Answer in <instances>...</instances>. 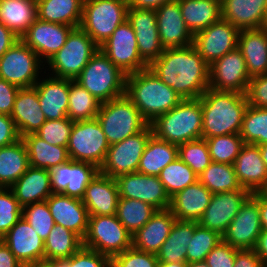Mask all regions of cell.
Here are the masks:
<instances>
[{"label":"cell","mask_w":267,"mask_h":267,"mask_svg":"<svg viewBox=\"0 0 267 267\" xmlns=\"http://www.w3.org/2000/svg\"><path fill=\"white\" fill-rule=\"evenodd\" d=\"M75 81L101 103L125 95L126 74L100 49L91 57Z\"/></svg>","instance_id":"5"},{"label":"cell","mask_w":267,"mask_h":267,"mask_svg":"<svg viewBox=\"0 0 267 267\" xmlns=\"http://www.w3.org/2000/svg\"><path fill=\"white\" fill-rule=\"evenodd\" d=\"M213 1H216V2H223V0H213Z\"/></svg>","instance_id":"72"},{"label":"cell","mask_w":267,"mask_h":267,"mask_svg":"<svg viewBox=\"0 0 267 267\" xmlns=\"http://www.w3.org/2000/svg\"><path fill=\"white\" fill-rule=\"evenodd\" d=\"M99 49L126 75L148 68L139 55L135 32L127 20L115 29Z\"/></svg>","instance_id":"13"},{"label":"cell","mask_w":267,"mask_h":267,"mask_svg":"<svg viewBox=\"0 0 267 267\" xmlns=\"http://www.w3.org/2000/svg\"><path fill=\"white\" fill-rule=\"evenodd\" d=\"M198 180L205 185L211 193H223L241 189L234 165L211 162V164L198 175Z\"/></svg>","instance_id":"44"},{"label":"cell","mask_w":267,"mask_h":267,"mask_svg":"<svg viewBox=\"0 0 267 267\" xmlns=\"http://www.w3.org/2000/svg\"><path fill=\"white\" fill-rule=\"evenodd\" d=\"M250 79L245 59L238 48L210 65L209 88L245 94Z\"/></svg>","instance_id":"17"},{"label":"cell","mask_w":267,"mask_h":267,"mask_svg":"<svg viewBox=\"0 0 267 267\" xmlns=\"http://www.w3.org/2000/svg\"><path fill=\"white\" fill-rule=\"evenodd\" d=\"M84 0H39L37 18L51 23L79 27Z\"/></svg>","instance_id":"39"},{"label":"cell","mask_w":267,"mask_h":267,"mask_svg":"<svg viewBox=\"0 0 267 267\" xmlns=\"http://www.w3.org/2000/svg\"><path fill=\"white\" fill-rule=\"evenodd\" d=\"M20 138L13 119L8 115L0 114V147L10 145Z\"/></svg>","instance_id":"58"},{"label":"cell","mask_w":267,"mask_h":267,"mask_svg":"<svg viewBox=\"0 0 267 267\" xmlns=\"http://www.w3.org/2000/svg\"><path fill=\"white\" fill-rule=\"evenodd\" d=\"M23 207L10 188H0V239L22 217Z\"/></svg>","instance_id":"51"},{"label":"cell","mask_w":267,"mask_h":267,"mask_svg":"<svg viewBox=\"0 0 267 267\" xmlns=\"http://www.w3.org/2000/svg\"><path fill=\"white\" fill-rule=\"evenodd\" d=\"M262 230L259 194L255 192L241 206L222 240L238 250L254 249Z\"/></svg>","instance_id":"14"},{"label":"cell","mask_w":267,"mask_h":267,"mask_svg":"<svg viewBox=\"0 0 267 267\" xmlns=\"http://www.w3.org/2000/svg\"><path fill=\"white\" fill-rule=\"evenodd\" d=\"M152 134L149 124L141 132L110 145L100 173L115 179L124 174L137 172L140 158Z\"/></svg>","instance_id":"12"},{"label":"cell","mask_w":267,"mask_h":267,"mask_svg":"<svg viewBox=\"0 0 267 267\" xmlns=\"http://www.w3.org/2000/svg\"><path fill=\"white\" fill-rule=\"evenodd\" d=\"M187 28L194 35L222 19V2L213 0H178Z\"/></svg>","instance_id":"35"},{"label":"cell","mask_w":267,"mask_h":267,"mask_svg":"<svg viewBox=\"0 0 267 267\" xmlns=\"http://www.w3.org/2000/svg\"><path fill=\"white\" fill-rule=\"evenodd\" d=\"M1 240L24 267L44 260V240L23 216Z\"/></svg>","instance_id":"22"},{"label":"cell","mask_w":267,"mask_h":267,"mask_svg":"<svg viewBox=\"0 0 267 267\" xmlns=\"http://www.w3.org/2000/svg\"><path fill=\"white\" fill-rule=\"evenodd\" d=\"M251 195L252 193L245 188L213 194L198 223L222 236L241 206Z\"/></svg>","instance_id":"19"},{"label":"cell","mask_w":267,"mask_h":267,"mask_svg":"<svg viewBox=\"0 0 267 267\" xmlns=\"http://www.w3.org/2000/svg\"><path fill=\"white\" fill-rule=\"evenodd\" d=\"M178 157L197 175L212 162L206 140L202 138L178 145Z\"/></svg>","instance_id":"49"},{"label":"cell","mask_w":267,"mask_h":267,"mask_svg":"<svg viewBox=\"0 0 267 267\" xmlns=\"http://www.w3.org/2000/svg\"><path fill=\"white\" fill-rule=\"evenodd\" d=\"M155 11L160 44L164 49L193 45L194 35L186 26L178 0L166 3Z\"/></svg>","instance_id":"23"},{"label":"cell","mask_w":267,"mask_h":267,"mask_svg":"<svg viewBox=\"0 0 267 267\" xmlns=\"http://www.w3.org/2000/svg\"><path fill=\"white\" fill-rule=\"evenodd\" d=\"M126 0H84L80 27L102 45L127 20Z\"/></svg>","instance_id":"7"},{"label":"cell","mask_w":267,"mask_h":267,"mask_svg":"<svg viewBox=\"0 0 267 267\" xmlns=\"http://www.w3.org/2000/svg\"><path fill=\"white\" fill-rule=\"evenodd\" d=\"M238 249L221 240L206 256L209 267H233Z\"/></svg>","instance_id":"55"},{"label":"cell","mask_w":267,"mask_h":267,"mask_svg":"<svg viewBox=\"0 0 267 267\" xmlns=\"http://www.w3.org/2000/svg\"><path fill=\"white\" fill-rule=\"evenodd\" d=\"M239 31L234 25L221 19L194 34L193 46L210 66L237 48Z\"/></svg>","instance_id":"15"},{"label":"cell","mask_w":267,"mask_h":267,"mask_svg":"<svg viewBox=\"0 0 267 267\" xmlns=\"http://www.w3.org/2000/svg\"><path fill=\"white\" fill-rule=\"evenodd\" d=\"M50 180L49 170L29 166L10 189L19 204L24 207L28 204L46 201L53 193Z\"/></svg>","instance_id":"32"},{"label":"cell","mask_w":267,"mask_h":267,"mask_svg":"<svg viewBox=\"0 0 267 267\" xmlns=\"http://www.w3.org/2000/svg\"><path fill=\"white\" fill-rule=\"evenodd\" d=\"M10 117L21 138L35 134L40 129L46 118L41 111L38 93L34 87L19 89Z\"/></svg>","instance_id":"28"},{"label":"cell","mask_w":267,"mask_h":267,"mask_svg":"<svg viewBox=\"0 0 267 267\" xmlns=\"http://www.w3.org/2000/svg\"><path fill=\"white\" fill-rule=\"evenodd\" d=\"M258 146L262 155V159L265 162L267 168V143Z\"/></svg>","instance_id":"67"},{"label":"cell","mask_w":267,"mask_h":267,"mask_svg":"<svg viewBox=\"0 0 267 267\" xmlns=\"http://www.w3.org/2000/svg\"><path fill=\"white\" fill-rule=\"evenodd\" d=\"M195 230V221L175 220L168 238L156 254L158 262H186L187 247Z\"/></svg>","instance_id":"40"},{"label":"cell","mask_w":267,"mask_h":267,"mask_svg":"<svg viewBox=\"0 0 267 267\" xmlns=\"http://www.w3.org/2000/svg\"><path fill=\"white\" fill-rule=\"evenodd\" d=\"M254 251L261 258V261L267 267V230L263 229L258 236Z\"/></svg>","instance_id":"63"},{"label":"cell","mask_w":267,"mask_h":267,"mask_svg":"<svg viewBox=\"0 0 267 267\" xmlns=\"http://www.w3.org/2000/svg\"><path fill=\"white\" fill-rule=\"evenodd\" d=\"M148 67L182 99H198L209 88L210 66L193 45L166 48Z\"/></svg>","instance_id":"1"},{"label":"cell","mask_w":267,"mask_h":267,"mask_svg":"<svg viewBox=\"0 0 267 267\" xmlns=\"http://www.w3.org/2000/svg\"><path fill=\"white\" fill-rule=\"evenodd\" d=\"M28 167V152L22 138L0 147V188H10Z\"/></svg>","instance_id":"37"},{"label":"cell","mask_w":267,"mask_h":267,"mask_svg":"<svg viewBox=\"0 0 267 267\" xmlns=\"http://www.w3.org/2000/svg\"><path fill=\"white\" fill-rule=\"evenodd\" d=\"M110 267H117V266L112 262Z\"/></svg>","instance_id":"71"},{"label":"cell","mask_w":267,"mask_h":267,"mask_svg":"<svg viewBox=\"0 0 267 267\" xmlns=\"http://www.w3.org/2000/svg\"><path fill=\"white\" fill-rule=\"evenodd\" d=\"M37 19L34 0H0V22L16 37H21Z\"/></svg>","instance_id":"34"},{"label":"cell","mask_w":267,"mask_h":267,"mask_svg":"<svg viewBox=\"0 0 267 267\" xmlns=\"http://www.w3.org/2000/svg\"><path fill=\"white\" fill-rule=\"evenodd\" d=\"M101 102L87 89L70 80L67 117L71 121H81L96 118Z\"/></svg>","instance_id":"42"},{"label":"cell","mask_w":267,"mask_h":267,"mask_svg":"<svg viewBox=\"0 0 267 267\" xmlns=\"http://www.w3.org/2000/svg\"><path fill=\"white\" fill-rule=\"evenodd\" d=\"M119 198L116 179L99 172L86 187L82 202L89 216L116 215Z\"/></svg>","instance_id":"25"},{"label":"cell","mask_w":267,"mask_h":267,"mask_svg":"<svg viewBox=\"0 0 267 267\" xmlns=\"http://www.w3.org/2000/svg\"><path fill=\"white\" fill-rule=\"evenodd\" d=\"M99 46L79 26L71 30L64 46L47 63L53 77L75 80Z\"/></svg>","instance_id":"8"},{"label":"cell","mask_w":267,"mask_h":267,"mask_svg":"<svg viewBox=\"0 0 267 267\" xmlns=\"http://www.w3.org/2000/svg\"><path fill=\"white\" fill-rule=\"evenodd\" d=\"M213 193L199 180L171 197L169 209L181 221L198 222L208 207Z\"/></svg>","instance_id":"27"},{"label":"cell","mask_w":267,"mask_h":267,"mask_svg":"<svg viewBox=\"0 0 267 267\" xmlns=\"http://www.w3.org/2000/svg\"><path fill=\"white\" fill-rule=\"evenodd\" d=\"M157 211L151 204L129 198H119L116 217L133 235L152 217Z\"/></svg>","instance_id":"43"},{"label":"cell","mask_w":267,"mask_h":267,"mask_svg":"<svg viewBox=\"0 0 267 267\" xmlns=\"http://www.w3.org/2000/svg\"><path fill=\"white\" fill-rule=\"evenodd\" d=\"M233 267H265L254 249L237 250Z\"/></svg>","instance_id":"59"},{"label":"cell","mask_w":267,"mask_h":267,"mask_svg":"<svg viewBox=\"0 0 267 267\" xmlns=\"http://www.w3.org/2000/svg\"><path fill=\"white\" fill-rule=\"evenodd\" d=\"M53 193L82 199L85 189L100 169L94 164L69 160L49 170Z\"/></svg>","instance_id":"18"},{"label":"cell","mask_w":267,"mask_h":267,"mask_svg":"<svg viewBox=\"0 0 267 267\" xmlns=\"http://www.w3.org/2000/svg\"><path fill=\"white\" fill-rule=\"evenodd\" d=\"M233 165L239 184L251 193L267 182V168L258 145L244 144Z\"/></svg>","instance_id":"26"},{"label":"cell","mask_w":267,"mask_h":267,"mask_svg":"<svg viewBox=\"0 0 267 267\" xmlns=\"http://www.w3.org/2000/svg\"><path fill=\"white\" fill-rule=\"evenodd\" d=\"M178 157V145L171 144L152 134L140 158L138 173L159 176L161 170Z\"/></svg>","instance_id":"38"},{"label":"cell","mask_w":267,"mask_h":267,"mask_svg":"<svg viewBox=\"0 0 267 267\" xmlns=\"http://www.w3.org/2000/svg\"><path fill=\"white\" fill-rule=\"evenodd\" d=\"M26 267H57V259L55 260H40L34 264L28 265Z\"/></svg>","instance_id":"65"},{"label":"cell","mask_w":267,"mask_h":267,"mask_svg":"<svg viewBox=\"0 0 267 267\" xmlns=\"http://www.w3.org/2000/svg\"><path fill=\"white\" fill-rule=\"evenodd\" d=\"M239 135L245 144L267 143V108L248 105L243 116Z\"/></svg>","instance_id":"45"},{"label":"cell","mask_w":267,"mask_h":267,"mask_svg":"<svg viewBox=\"0 0 267 267\" xmlns=\"http://www.w3.org/2000/svg\"><path fill=\"white\" fill-rule=\"evenodd\" d=\"M112 262L117 267H158L156 254L137 250L133 247L115 255Z\"/></svg>","instance_id":"54"},{"label":"cell","mask_w":267,"mask_h":267,"mask_svg":"<svg viewBox=\"0 0 267 267\" xmlns=\"http://www.w3.org/2000/svg\"><path fill=\"white\" fill-rule=\"evenodd\" d=\"M112 258L82 246L69 258L57 259V267H110Z\"/></svg>","instance_id":"53"},{"label":"cell","mask_w":267,"mask_h":267,"mask_svg":"<svg viewBox=\"0 0 267 267\" xmlns=\"http://www.w3.org/2000/svg\"><path fill=\"white\" fill-rule=\"evenodd\" d=\"M83 246L113 258L132 247V235L116 215L89 216Z\"/></svg>","instance_id":"9"},{"label":"cell","mask_w":267,"mask_h":267,"mask_svg":"<svg viewBox=\"0 0 267 267\" xmlns=\"http://www.w3.org/2000/svg\"><path fill=\"white\" fill-rule=\"evenodd\" d=\"M267 0H223L222 19L239 30L258 29L264 20Z\"/></svg>","instance_id":"33"},{"label":"cell","mask_w":267,"mask_h":267,"mask_svg":"<svg viewBox=\"0 0 267 267\" xmlns=\"http://www.w3.org/2000/svg\"><path fill=\"white\" fill-rule=\"evenodd\" d=\"M46 202L56 224L84 238L88 228L89 214L82 199L62 193H52Z\"/></svg>","instance_id":"24"},{"label":"cell","mask_w":267,"mask_h":267,"mask_svg":"<svg viewBox=\"0 0 267 267\" xmlns=\"http://www.w3.org/2000/svg\"><path fill=\"white\" fill-rule=\"evenodd\" d=\"M74 27L36 19L28 28L21 40L47 62L66 43L67 37ZM44 57V58H43Z\"/></svg>","instance_id":"21"},{"label":"cell","mask_w":267,"mask_h":267,"mask_svg":"<svg viewBox=\"0 0 267 267\" xmlns=\"http://www.w3.org/2000/svg\"><path fill=\"white\" fill-rule=\"evenodd\" d=\"M153 134L171 144L180 145L202 138L200 98L183 99L167 113L150 123Z\"/></svg>","instance_id":"4"},{"label":"cell","mask_w":267,"mask_h":267,"mask_svg":"<svg viewBox=\"0 0 267 267\" xmlns=\"http://www.w3.org/2000/svg\"><path fill=\"white\" fill-rule=\"evenodd\" d=\"M22 216L45 241L55 224L47 202L42 201L24 206Z\"/></svg>","instance_id":"50"},{"label":"cell","mask_w":267,"mask_h":267,"mask_svg":"<svg viewBox=\"0 0 267 267\" xmlns=\"http://www.w3.org/2000/svg\"><path fill=\"white\" fill-rule=\"evenodd\" d=\"M176 220L171 210H157L152 217L132 235V247L149 253L157 254L169 236Z\"/></svg>","instance_id":"30"},{"label":"cell","mask_w":267,"mask_h":267,"mask_svg":"<svg viewBox=\"0 0 267 267\" xmlns=\"http://www.w3.org/2000/svg\"><path fill=\"white\" fill-rule=\"evenodd\" d=\"M109 146L97 118L73 121L67 145L70 160L88 162L100 169Z\"/></svg>","instance_id":"10"},{"label":"cell","mask_w":267,"mask_h":267,"mask_svg":"<svg viewBox=\"0 0 267 267\" xmlns=\"http://www.w3.org/2000/svg\"><path fill=\"white\" fill-rule=\"evenodd\" d=\"M245 96L248 105L267 108V74L251 78Z\"/></svg>","instance_id":"56"},{"label":"cell","mask_w":267,"mask_h":267,"mask_svg":"<svg viewBox=\"0 0 267 267\" xmlns=\"http://www.w3.org/2000/svg\"><path fill=\"white\" fill-rule=\"evenodd\" d=\"M158 267H187V262H159Z\"/></svg>","instance_id":"66"},{"label":"cell","mask_w":267,"mask_h":267,"mask_svg":"<svg viewBox=\"0 0 267 267\" xmlns=\"http://www.w3.org/2000/svg\"><path fill=\"white\" fill-rule=\"evenodd\" d=\"M159 179L171 198L177 192L198 181V175L177 157L161 170Z\"/></svg>","instance_id":"46"},{"label":"cell","mask_w":267,"mask_h":267,"mask_svg":"<svg viewBox=\"0 0 267 267\" xmlns=\"http://www.w3.org/2000/svg\"><path fill=\"white\" fill-rule=\"evenodd\" d=\"M19 89V87L0 78V114L10 116Z\"/></svg>","instance_id":"57"},{"label":"cell","mask_w":267,"mask_h":267,"mask_svg":"<svg viewBox=\"0 0 267 267\" xmlns=\"http://www.w3.org/2000/svg\"><path fill=\"white\" fill-rule=\"evenodd\" d=\"M116 179L120 198L136 199L151 204L157 210L170 207L171 198L167 194L159 176L138 172L124 174Z\"/></svg>","instance_id":"16"},{"label":"cell","mask_w":267,"mask_h":267,"mask_svg":"<svg viewBox=\"0 0 267 267\" xmlns=\"http://www.w3.org/2000/svg\"><path fill=\"white\" fill-rule=\"evenodd\" d=\"M237 48L243 54L250 78L267 74V31L240 30Z\"/></svg>","instance_id":"31"},{"label":"cell","mask_w":267,"mask_h":267,"mask_svg":"<svg viewBox=\"0 0 267 267\" xmlns=\"http://www.w3.org/2000/svg\"><path fill=\"white\" fill-rule=\"evenodd\" d=\"M82 246L83 239L78 234L55 223L44 241V259L69 258Z\"/></svg>","instance_id":"41"},{"label":"cell","mask_w":267,"mask_h":267,"mask_svg":"<svg viewBox=\"0 0 267 267\" xmlns=\"http://www.w3.org/2000/svg\"><path fill=\"white\" fill-rule=\"evenodd\" d=\"M212 162L233 165L245 144L239 134H228L206 138Z\"/></svg>","instance_id":"47"},{"label":"cell","mask_w":267,"mask_h":267,"mask_svg":"<svg viewBox=\"0 0 267 267\" xmlns=\"http://www.w3.org/2000/svg\"><path fill=\"white\" fill-rule=\"evenodd\" d=\"M18 37L0 22V58L11 48L17 41Z\"/></svg>","instance_id":"60"},{"label":"cell","mask_w":267,"mask_h":267,"mask_svg":"<svg viewBox=\"0 0 267 267\" xmlns=\"http://www.w3.org/2000/svg\"><path fill=\"white\" fill-rule=\"evenodd\" d=\"M222 240V236L213 230L201 226L195 221V230L187 247L186 262L205 261L207 254Z\"/></svg>","instance_id":"48"},{"label":"cell","mask_w":267,"mask_h":267,"mask_svg":"<svg viewBox=\"0 0 267 267\" xmlns=\"http://www.w3.org/2000/svg\"><path fill=\"white\" fill-rule=\"evenodd\" d=\"M72 127L73 121L68 117L46 120L35 134L51 145L67 147Z\"/></svg>","instance_id":"52"},{"label":"cell","mask_w":267,"mask_h":267,"mask_svg":"<svg viewBox=\"0 0 267 267\" xmlns=\"http://www.w3.org/2000/svg\"><path fill=\"white\" fill-rule=\"evenodd\" d=\"M187 267H209L206 261L187 263Z\"/></svg>","instance_id":"68"},{"label":"cell","mask_w":267,"mask_h":267,"mask_svg":"<svg viewBox=\"0 0 267 267\" xmlns=\"http://www.w3.org/2000/svg\"><path fill=\"white\" fill-rule=\"evenodd\" d=\"M41 62L36 52L19 39L0 58V78L20 89L34 87Z\"/></svg>","instance_id":"11"},{"label":"cell","mask_w":267,"mask_h":267,"mask_svg":"<svg viewBox=\"0 0 267 267\" xmlns=\"http://www.w3.org/2000/svg\"><path fill=\"white\" fill-rule=\"evenodd\" d=\"M200 102L202 139L239 134L248 106L245 94L208 88L201 95Z\"/></svg>","instance_id":"2"},{"label":"cell","mask_w":267,"mask_h":267,"mask_svg":"<svg viewBox=\"0 0 267 267\" xmlns=\"http://www.w3.org/2000/svg\"><path fill=\"white\" fill-rule=\"evenodd\" d=\"M0 267H24L0 239Z\"/></svg>","instance_id":"61"},{"label":"cell","mask_w":267,"mask_h":267,"mask_svg":"<svg viewBox=\"0 0 267 267\" xmlns=\"http://www.w3.org/2000/svg\"><path fill=\"white\" fill-rule=\"evenodd\" d=\"M265 201H267V182L265 185L257 192Z\"/></svg>","instance_id":"69"},{"label":"cell","mask_w":267,"mask_h":267,"mask_svg":"<svg viewBox=\"0 0 267 267\" xmlns=\"http://www.w3.org/2000/svg\"><path fill=\"white\" fill-rule=\"evenodd\" d=\"M127 21L135 32L141 59L149 66L163 53L157 26L156 11L128 8Z\"/></svg>","instance_id":"20"},{"label":"cell","mask_w":267,"mask_h":267,"mask_svg":"<svg viewBox=\"0 0 267 267\" xmlns=\"http://www.w3.org/2000/svg\"><path fill=\"white\" fill-rule=\"evenodd\" d=\"M259 209L262 229L267 230V201L259 195Z\"/></svg>","instance_id":"64"},{"label":"cell","mask_w":267,"mask_h":267,"mask_svg":"<svg viewBox=\"0 0 267 267\" xmlns=\"http://www.w3.org/2000/svg\"><path fill=\"white\" fill-rule=\"evenodd\" d=\"M125 95L150 124L177 106L183 99L149 67L126 75Z\"/></svg>","instance_id":"3"},{"label":"cell","mask_w":267,"mask_h":267,"mask_svg":"<svg viewBox=\"0 0 267 267\" xmlns=\"http://www.w3.org/2000/svg\"><path fill=\"white\" fill-rule=\"evenodd\" d=\"M174 0H127L128 8L156 10L162 5Z\"/></svg>","instance_id":"62"},{"label":"cell","mask_w":267,"mask_h":267,"mask_svg":"<svg viewBox=\"0 0 267 267\" xmlns=\"http://www.w3.org/2000/svg\"><path fill=\"white\" fill-rule=\"evenodd\" d=\"M96 118L109 145L121 142L149 125L126 95L101 103Z\"/></svg>","instance_id":"6"},{"label":"cell","mask_w":267,"mask_h":267,"mask_svg":"<svg viewBox=\"0 0 267 267\" xmlns=\"http://www.w3.org/2000/svg\"><path fill=\"white\" fill-rule=\"evenodd\" d=\"M22 139L27 148L31 167L51 170L70 160L65 146L51 145L36 134H28Z\"/></svg>","instance_id":"36"},{"label":"cell","mask_w":267,"mask_h":267,"mask_svg":"<svg viewBox=\"0 0 267 267\" xmlns=\"http://www.w3.org/2000/svg\"><path fill=\"white\" fill-rule=\"evenodd\" d=\"M261 28L263 30L267 31V8H266V11H265L264 20H263V23L261 25Z\"/></svg>","instance_id":"70"},{"label":"cell","mask_w":267,"mask_h":267,"mask_svg":"<svg viewBox=\"0 0 267 267\" xmlns=\"http://www.w3.org/2000/svg\"><path fill=\"white\" fill-rule=\"evenodd\" d=\"M70 79L49 77L37 82V90L41 111L46 120L67 118Z\"/></svg>","instance_id":"29"}]
</instances>
